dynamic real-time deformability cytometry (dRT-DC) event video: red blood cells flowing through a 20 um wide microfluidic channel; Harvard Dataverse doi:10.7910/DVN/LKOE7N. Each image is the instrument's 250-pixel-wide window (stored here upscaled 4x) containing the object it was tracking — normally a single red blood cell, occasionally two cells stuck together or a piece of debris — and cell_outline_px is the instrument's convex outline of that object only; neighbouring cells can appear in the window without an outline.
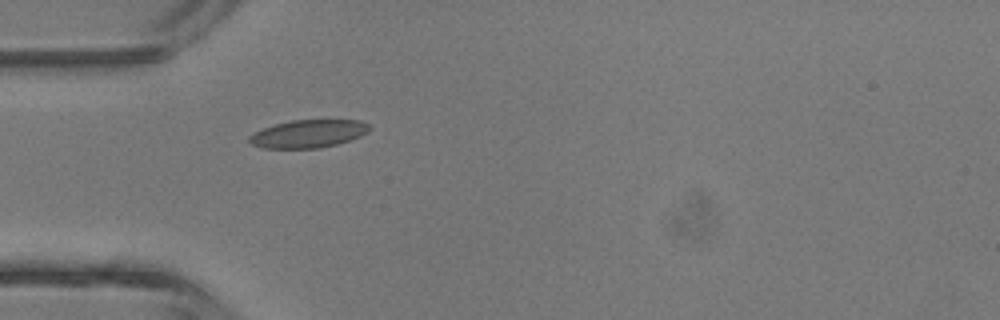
{"species": "common noctule bat (a hibernating species)", "species_latin": "Nyctalus noctula", "temperature_condition": "room temperature", "stored_images_in_passage": 1, "camera_frame_rate_fps": 3000, "um_per_image_px": 0.085, "animal": {"sex": "male", "body_mass_g": 13.3}, "frame": {"image": 1, "passage_image": 1, "time_ms": 0.0, "image_size_px": [1000, 320], "cell_outline_px": [[372, 128], [368, 132], [352, 140], [320, 148], [264, 148], [252, 144], [248, 140], [248, 136], [252, 132], [276, 124], [292, 120], [360, 120], [368, 124]], "centroid_in_image_um": [26.22, 11.37], "position_along_channel_um": 58.8, "area_um2": 19.59}}